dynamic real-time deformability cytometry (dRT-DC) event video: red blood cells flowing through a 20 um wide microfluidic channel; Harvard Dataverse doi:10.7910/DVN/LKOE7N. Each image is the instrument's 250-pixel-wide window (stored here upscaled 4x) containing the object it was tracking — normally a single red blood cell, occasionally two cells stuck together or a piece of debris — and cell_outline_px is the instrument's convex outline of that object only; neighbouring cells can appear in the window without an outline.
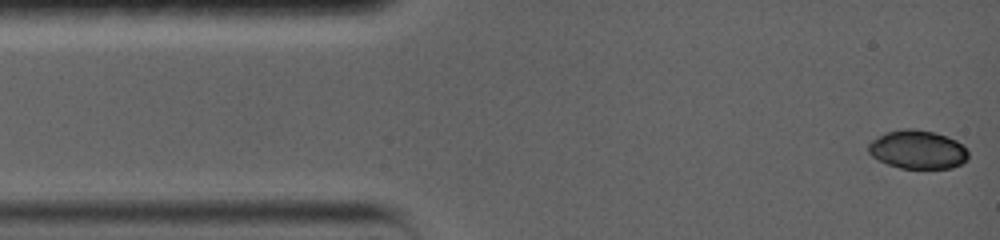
{"species": "common noctule bat (a hibernating species)", "species_latin": "Nyctalus noctula", "temperature_condition": "warm", "stored_images_in_passage": 27, "camera_frame_rate_fps": 5000, "um_per_image_px": 0.085, "animal": {"sex": "female", "body_mass_g": 19.0, "forearm_length_mm": 56.7}, "frame": {"image": 1, "passage_image": 1, "time_ms": 0.0, "image_size_px": [1000, 240], "cell_outline_px": [[968, 156], [960, 164], [952, 168], [900, 168], [888, 164], [872, 156], [868, 152], [868, 144], [872, 140], [888, 132], [904, 128], [916, 128], [936, 132], [948, 136], [956, 140], [968, 148]], "centroid_in_image_um": [78.02, 12.7], "position_along_channel_um": 7.0, "area_um2": 22.48}}
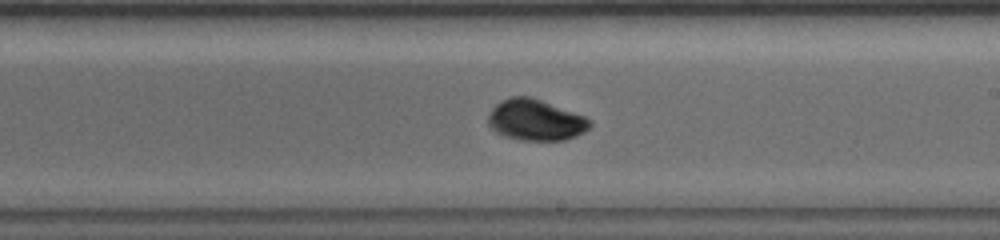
{"frame": {"image": 2, "passage_image": 16, "time_ms": 8.4, "image_size_px": [1000, 240], "cell_outline_px": [[592, 124], [584, 132], [576, 136], [564, 140], [516, 140], [504, 136], [496, 132], [488, 124], [488, 116], [492, 108], [500, 100], [508, 96], [528, 96], [540, 100], [584, 116], [592, 120]], "centroid_in_image_um": [45.5, 10.2], "position_along_channel_um": 243.5, "area_um2": 24.33}}
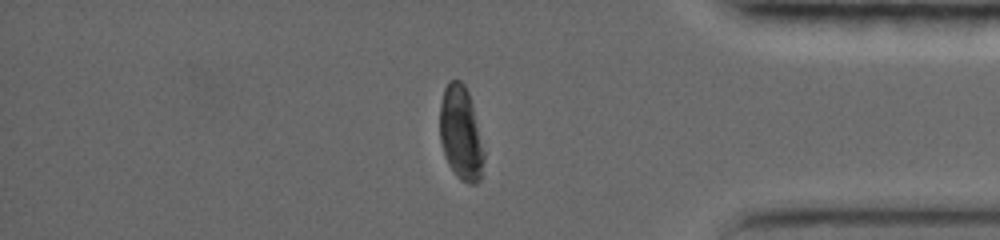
{"frame": {"image": 3, "passage_image": 27, "time_ms": 13.0, "image_size_px": [1000, 240], "cell_outline_px": [[484, 160], [480, 180], [476, 184], [468, 184], [460, 180], [456, 176], [448, 164], [444, 156], [440, 140], [440, 104], [444, 88], [448, 80], [460, 80], [464, 84], [468, 92], [472, 104], [484, 152]], "centroid_in_image_um": [39.16, 11.35], "position_along_channel_um": 396.0, "area_um2": 24.22}, "authors_computed_cell_mechanics": {"area_um2": 24.2182, "velocity_mm_per_s": 3.7293, "shape_relaxation_time_tau1_ms": 3.4425, "shape_relaxation_time_tau2_ms": null, "deformation_change_tau1": 0.1909, "deformation_change_tau2": null}}